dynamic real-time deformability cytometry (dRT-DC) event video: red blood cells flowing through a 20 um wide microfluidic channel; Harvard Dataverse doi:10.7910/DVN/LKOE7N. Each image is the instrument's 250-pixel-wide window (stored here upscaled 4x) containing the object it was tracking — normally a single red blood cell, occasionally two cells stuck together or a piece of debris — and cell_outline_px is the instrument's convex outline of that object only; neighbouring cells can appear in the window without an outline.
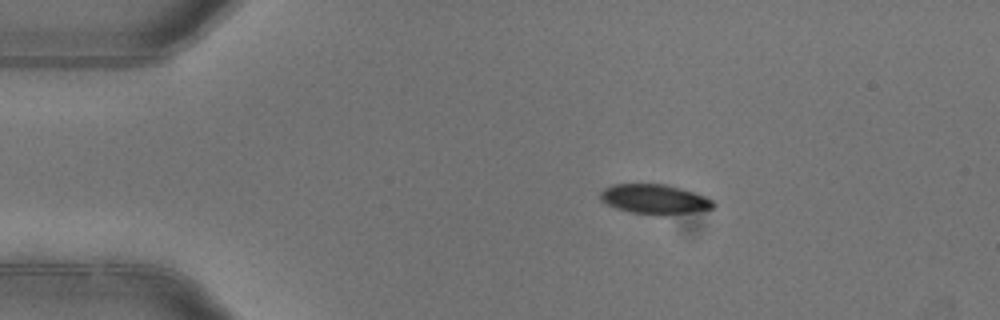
{"species": "common noctule bat (a hibernating species)", "species_latin": "Nyctalus noctula", "temperature_condition": "warm", "stored_images_in_passage": 2, "camera_frame_rate_fps": 3000, "um_per_image_px": 0.085, "animal": {"sex": "female"}, "frame": {"image": 1, "passage_image": 1, "time_ms": 0.0, "image_size_px": [1000, 320], "cell_outline_px": [[716, 204], [712, 208], [664, 216], [660, 216], [632, 212], [616, 208], [600, 200], [600, 192], [604, 188], [612, 184], [664, 184], [680, 188], [704, 196], [712, 200]], "centroid_in_image_um": [55.6, 16.93], "position_along_channel_um": 29.4, "area_um2": 19.42}}